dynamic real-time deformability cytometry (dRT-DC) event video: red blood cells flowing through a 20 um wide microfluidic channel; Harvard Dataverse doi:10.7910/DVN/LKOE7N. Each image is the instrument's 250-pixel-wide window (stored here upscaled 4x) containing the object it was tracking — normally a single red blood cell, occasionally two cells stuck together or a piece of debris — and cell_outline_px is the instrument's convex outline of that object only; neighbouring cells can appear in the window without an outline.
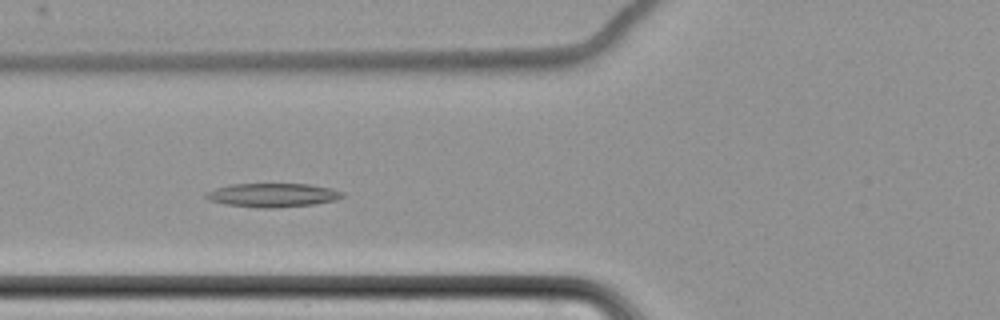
{"species": "common noctule bat (a hibernating species)", "species_latin": "Nyctalus noctula", "temperature_condition": "cold", "stored_images_in_passage": 6, "camera_frame_rate_fps": 3000, "um_per_image_px": 0.085, "animal": {"sex": "female", "body_mass_g": 22.7, "forearm_length_mm": 54.2}, "frame": {"image": 1, "passage_image": 5, "time_ms": 6.0, "image_size_px": [1000, 320], "cell_outline_px": [[348, 196], [336, 200], [316, 204], [276, 208], [260, 208], [224, 204], [208, 200], [204, 196], [208, 192], [216, 188], [232, 184], [312, 184], [344, 192]], "centroid_in_image_um": [23.23, 16.59], "position_along_channel_um": 102.6, "area_um2": 19.07}}
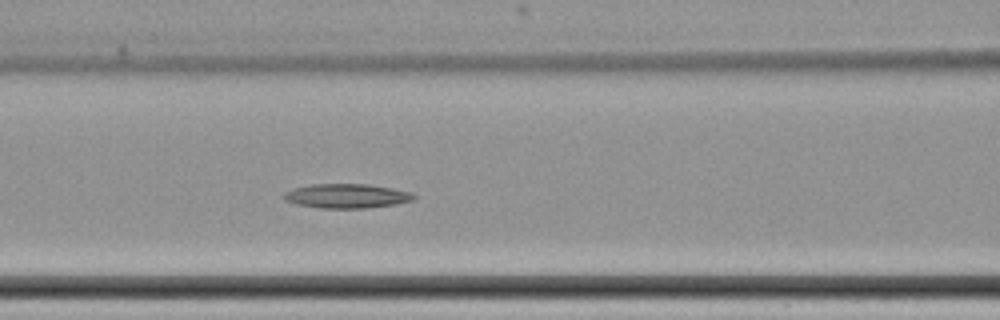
{"frame": {"image": 2, "passage_image": 6, "time_ms": 7.0, "image_size_px": [1000, 320], "cell_outline_px": [[416, 196], [412, 200], [396, 204], [368, 208], [320, 208], [296, 204], [284, 200], [280, 196], [284, 192], [292, 188], [312, 184], [368, 184], [408, 192]], "centroid_in_image_um": [29.37, 16.66], "position_along_channel_um": 137.2, "area_um2": 18.38}}